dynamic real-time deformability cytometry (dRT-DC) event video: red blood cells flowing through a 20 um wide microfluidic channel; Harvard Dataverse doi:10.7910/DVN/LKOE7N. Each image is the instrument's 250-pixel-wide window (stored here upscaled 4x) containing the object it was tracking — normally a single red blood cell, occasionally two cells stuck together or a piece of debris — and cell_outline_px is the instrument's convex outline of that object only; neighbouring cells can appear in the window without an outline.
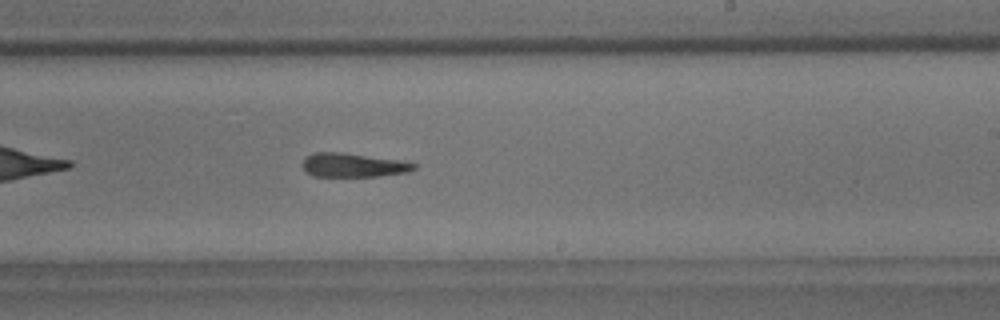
{"species": "common noctule bat (a hibernating species)", "species_latin": "Nyctalus noctula", "temperature_condition": "room temperature", "stored_images_in_passage": 40, "camera_frame_rate_fps": 3000, "um_per_image_px": 0.085, "animal": {"sex": "male", "body_mass_g": 18.8}, "frame": {"image": 1, "passage_image": 18, "time_ms": 5.667, "image_size_px": [1000, 320], "cell_outline_px": [[416, 168], [408, 172], [376, 176], [312, 176], [304, 172], [304, 156], [316, 152], [340, 152], [400, 160], [416, 164]], "centroid_in_image_um": [29.99, 14.03], "position_along_channel_um": 259.0, "area_um2": 15.43}}